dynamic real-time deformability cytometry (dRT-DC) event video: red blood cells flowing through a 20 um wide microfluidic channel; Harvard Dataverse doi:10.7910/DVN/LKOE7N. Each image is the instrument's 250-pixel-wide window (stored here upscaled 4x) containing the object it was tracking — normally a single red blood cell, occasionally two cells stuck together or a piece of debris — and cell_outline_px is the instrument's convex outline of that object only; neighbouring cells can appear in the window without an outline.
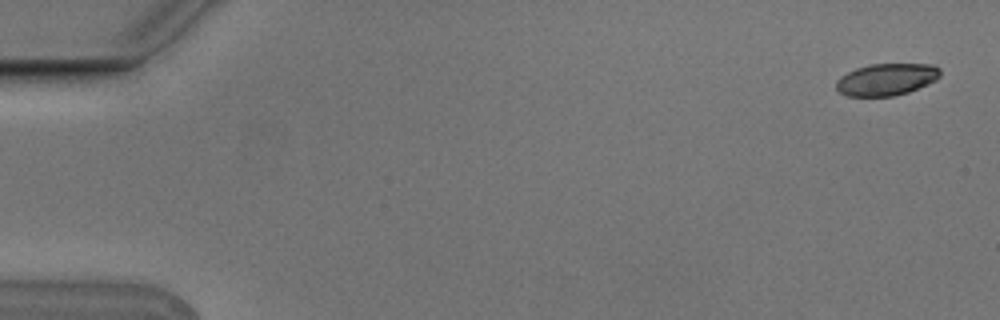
{"species": "Egyptian fruit bat (a non-hibernating species)", "species_latin": "Rousettus aegyptiacus", "temperature_condition": "cold", "stored_images_in_passage": 6, "camera_frame_rate_fps": 3000, "um_per_image_px": 0.085, "animal": {"sex": "male"}, "frame": {"image": 1, "passage_image": 1, "time_ms": 0.0, "image_size_px": [1000, 320], "cell_outline_px": [[940, 76], [936, 80], [908, 92], [892, 96], [848, 96], [840, 92], [836, 88], [836, 80], [840, 76], [856, 68], [868, 64], [932, 64], [940, 68]], "centroid_in_image_um": [75.34, 6.74], "position_along_channel_um": 9.7, "area_um2": 19.36}}
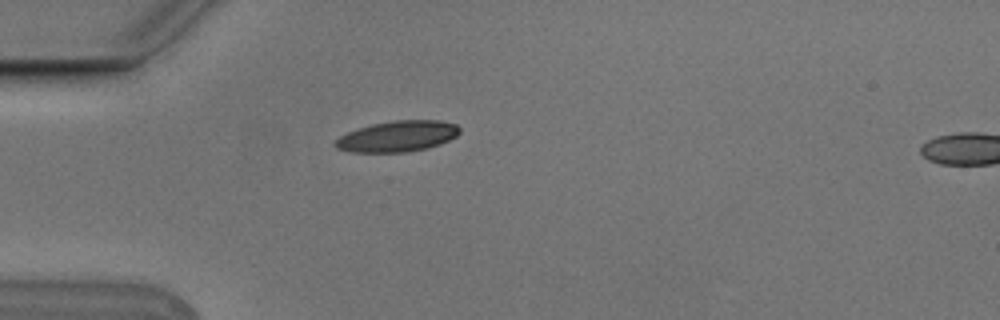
{"frame": {"image": 2, "passage_image": 4, "time_ms": 1.0, "image_size_px": [1000, 320], "cell_outline_px": [[460, 132], [456, 136], [440, 144], [428, 148], [408, 152], [352, 152], [336, 148], [332, 144], [340, 136], [348, 132], [372, 124], [396, 120], [440, 120], [456, 124], [460, 128]], "centroid_in_image_um": [33.8, 11.59], "position_along_channel_um": 51.2, "area_um2": 22.37}}